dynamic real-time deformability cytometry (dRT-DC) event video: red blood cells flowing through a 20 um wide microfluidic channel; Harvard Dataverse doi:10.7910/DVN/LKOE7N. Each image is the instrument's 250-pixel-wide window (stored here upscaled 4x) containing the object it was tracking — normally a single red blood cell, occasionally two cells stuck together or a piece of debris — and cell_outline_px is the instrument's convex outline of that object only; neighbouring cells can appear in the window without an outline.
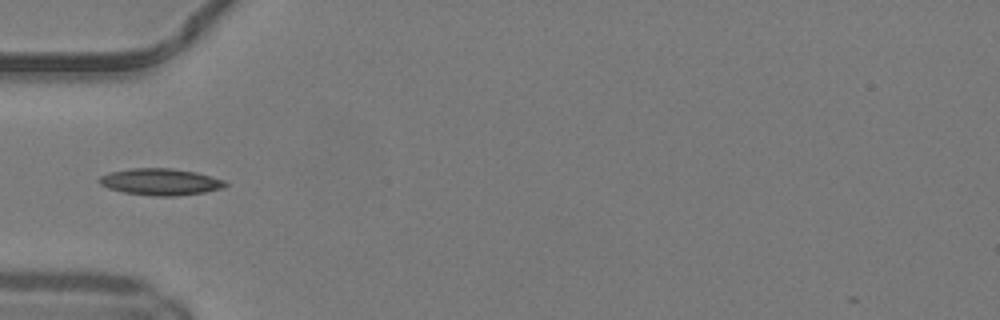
{"species": "common noctule bat (a hibernating species)", "species_latin": "Nyctalus noctula", "temperature_condition": "warm", "stored_images_in_passage": 27, "camera_frame_rate_fps": 3000, "um_per_image_px": 0.085, "animal": {"sex": "male", "body_mass_g": 19.2, "forearm_length_mm": 51.8}, "frame": {"image": 1, "passage_image": 1, "time_ms": 0.0, "image_size_px": [1000, 320], "cell_outline_px": [[228, 184], [224, 188], [204, 192], [176, 196], [152, 196], [124, 192], [108, 188], [100, 184], [96, 180], [100, 176], [112, 172], [132, 168], [172, 168], [196, 172], [224, 180]], "centroid_in_image_um": [13.64, 15.46], "position_along_channel_um": 71.4, "area_um2": 19.59}}
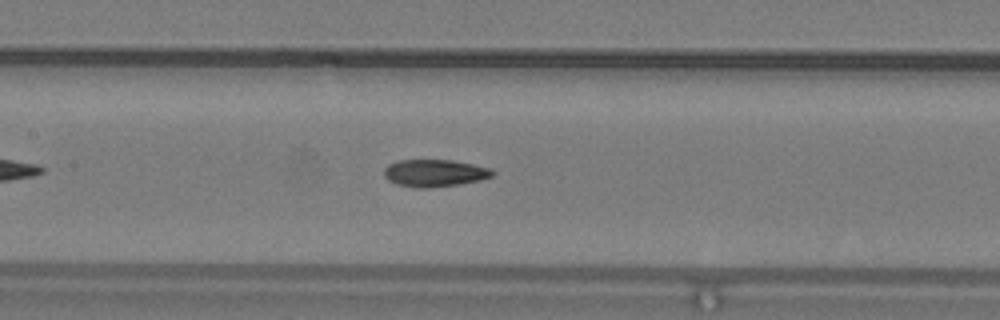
{"frame": {"image": 2, "passage_image": 8, "time_ms": 2.333, "image_size_px": [1000, 320], "cell_outline_px": [[496, 172], [492, 176], [480, 180], [456, 184], [428, 188], [416, 188], [396, 184], [388, 180], [384, 176], [384, 168], [388, 164], [400, 160], [452, 160], [472, 164], [488, 168]], "centroid_in_image_um": [36.9, 14.71], "position_along_channel_um": 170.5, "area_um2": 17.11}}
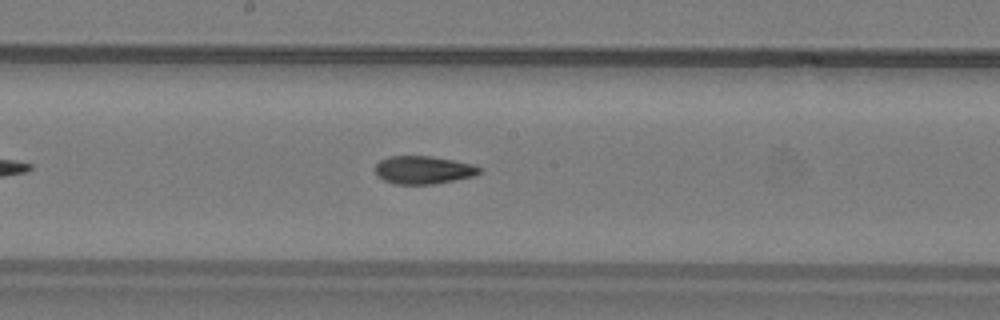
{"frame": {"image": 3, "passage_image": 11, "time_ms": 3.333, "image_size_px": [1000, 320], "cell_outline_px": [[480, 172], [472, 176], [432, 184], [396, 184], [384, 180], [376, 176], [376, 164], [380, 160], [388, 156], [432, 156], [472, 164], [480, 168]], "centroid_in_image_um": [35.93, 14.44], "position_along_channel_um": 212.3, "area_um2": 16.76}, "authors_computed_cell_mechanics": {"area_um2": 17.2822, "velocity_mm_per_s": 4.1969, "shape_relaxation_time_tau1_ms": 8.7592, "shape_relaxation_time_tau2_ms": 2.8469, "deformation_change_tau1": 0.2142, "deformation_change_tau2": 0.0941}}